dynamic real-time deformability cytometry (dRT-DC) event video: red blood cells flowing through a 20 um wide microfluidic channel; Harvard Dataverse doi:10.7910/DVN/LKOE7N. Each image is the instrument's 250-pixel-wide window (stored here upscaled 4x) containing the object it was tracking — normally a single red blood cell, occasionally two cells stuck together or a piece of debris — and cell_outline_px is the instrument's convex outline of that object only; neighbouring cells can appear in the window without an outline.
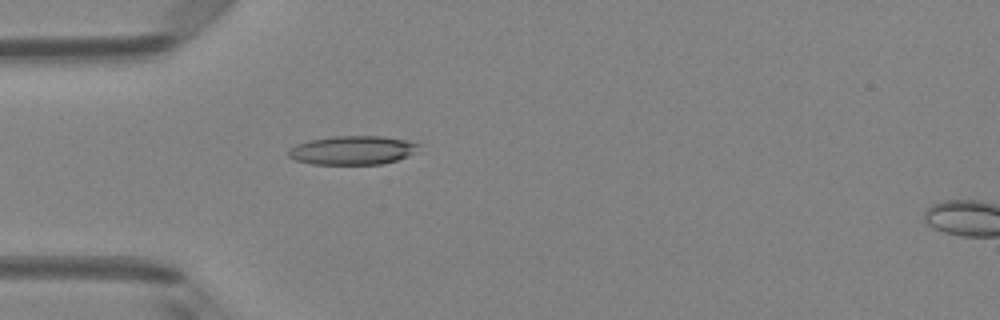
{"species": "Egyptian fruit bat (a non-hibernating species)", "species_latin": "Rousettus aegyptiacus", "temperature_condition": "room temperature", "stored_images_in_passage": 5, "camera_frame_rate_fps": 3000, "um_per_image_px": 0.085, "animal": {"sex": "female"}, "frame": {"image": 1, "passage_image": 4, "time_ms": 1.0, "image_size_px": [1000, 320], "cell_outline_px": [[420, 152], [396, 160], [380, 164], [312, 164], [296, 160], [288, 156], [288, 148], [296, 144], [308, 140], [332, 136], [380, 136], [404, 140], [420, 144]], "centroid_in_image_um": [29.97, 12.77], "position_along_channel_um": 55.0, "area_um2": 22.02}}